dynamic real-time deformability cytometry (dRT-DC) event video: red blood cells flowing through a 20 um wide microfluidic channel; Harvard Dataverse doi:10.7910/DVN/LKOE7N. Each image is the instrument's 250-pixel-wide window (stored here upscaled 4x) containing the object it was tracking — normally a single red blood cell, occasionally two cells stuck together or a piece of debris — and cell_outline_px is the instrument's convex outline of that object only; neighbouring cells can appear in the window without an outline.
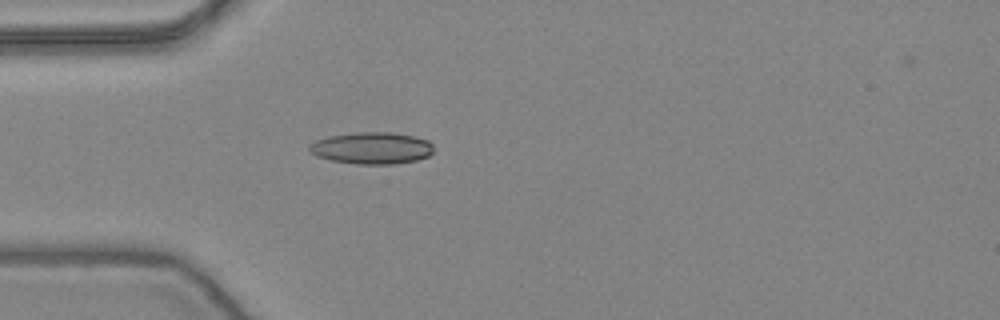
{"species": "common noctule bat (a hibernating species)", "species_latin": "Nyctalus noctula", "temperature_condition": "warm", "stored_images_in_passage": 52, "camera_frame_rate_fps": 3000, "um_per_image_px": 0.085, "animal": {"sex": "female", "body_mass_g": 24.6, "forearm_length_mm": 56.2}, "frame": {"image": 1, "passage_image": 15, "time_ms": 4.667, "image_size_px": [1000, 320], "cell_outline_px": [[432, 152], [428, 156], [416, 160], [392, 164], [356, 164], [332, 160], [316, 156], [308, 148], [316, 140], [328, 136], [360, 132], [392, 132], [412, 136], [428, 140], [432, 144]], "centroid_in_image_um": [31.61, 12.58], "position_along_channel_um": 53.4, "area_um2": 22.83}}
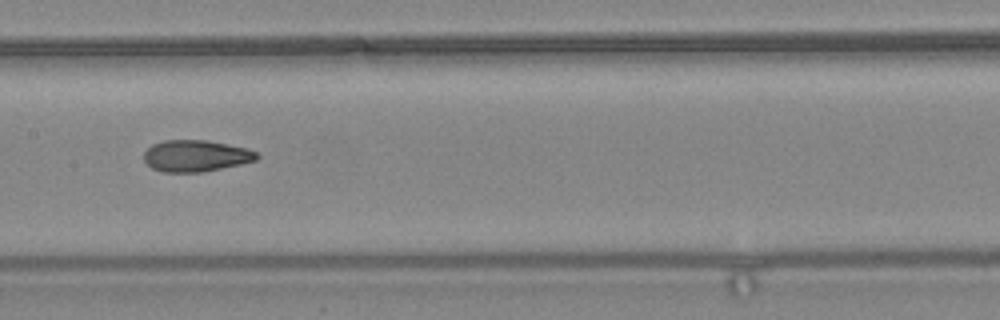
{"frame": {"image": 2, "passage_image": 26, "time_ms": 8.333, "image_size_px": [1000, 320], "cell_outline_px": [[260, 156], [256, 160], [240, 164], [204, 172], [164, 172], [152, 168], [144, 160], [144, 152], [152, 144], [164, 140], [208, 140], [248, 148], [256, 152]], "centroid_in_image_um": [16.65, 13.24], "position_along_channel_um": 190.7, "area_um2": 20.81}}
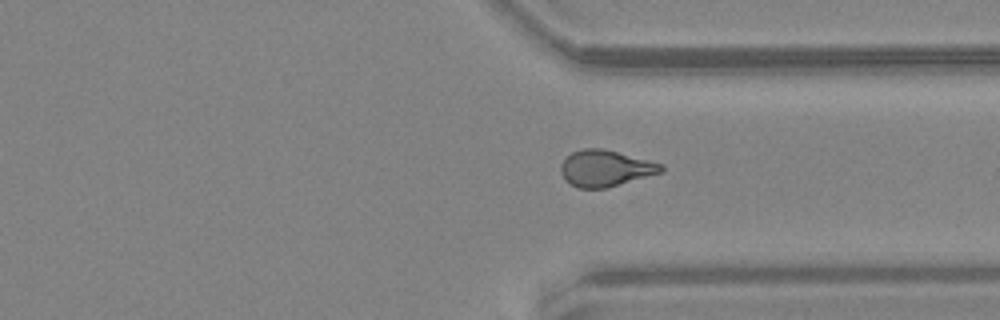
{"frame": {"image": 3, "passage_image": 39, "time_ms": 12.667, "image_size_px": [1000, 320], "cell_outline_px": [[664, 172], [608, 188], [580, 188], [564, 180], [560, 172], [560, 164], [572, 152], [584, 148], [604, 148], [664, 164]], "centroid_in_image_um": [51.49, 14.3], "position_along_channel_um": 359.9, "area_um2": 21.5}, "authors_computed_cell_mechanics": {"area_um2": 21.1837, "velocity_mm_per_s": 3.9103, "shape_relaxation_time_tau1_ms": null, "shape_relaxation_time_tau2_ms": 1.6603, "deformation_change_tau1": null, "deformation_change_tau2": 0.0877}}